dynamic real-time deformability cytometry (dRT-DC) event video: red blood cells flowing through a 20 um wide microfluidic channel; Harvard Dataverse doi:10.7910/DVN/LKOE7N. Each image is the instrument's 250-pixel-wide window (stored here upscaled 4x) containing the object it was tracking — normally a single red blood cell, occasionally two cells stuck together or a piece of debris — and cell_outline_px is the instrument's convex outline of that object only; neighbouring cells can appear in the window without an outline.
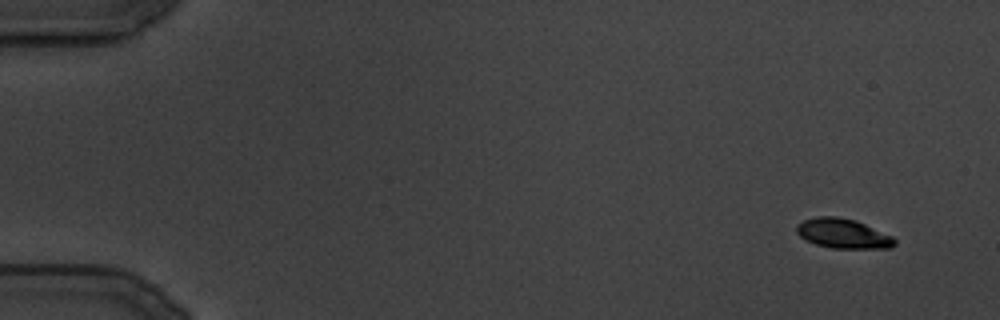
{"species": "common noctule bat (a hibernating species)", "species_latin": "Nyctalus noctula", "temperature_condition": "cold", "stored_images_in_passage": 121, "segment_of_instrument_passage": [1, 2], "camera_frame_rate_fps": 3000, "um_per_image_px": 0.085, "animal": {"sex": "male", "body_mass_g": 19.5, "forearm_length_mm": 54.6}, "frame": {"image": 1, "passage_image": 1, "time_ms": 0.0, "image_size_px": [1000, 320], "cell_outline_px": [[896, 244], [888, 248], [832, 248], [816, 244], [800, 236], [796, 232], [796, 224], [804, 220], [816, 216], [836, 216], [856, 220], [892, 236], [896, 240]], "centroid_in_image_um": [71.64, 19.84], "position_along_channel_um": 13.4, "area_um2": 16.88}}
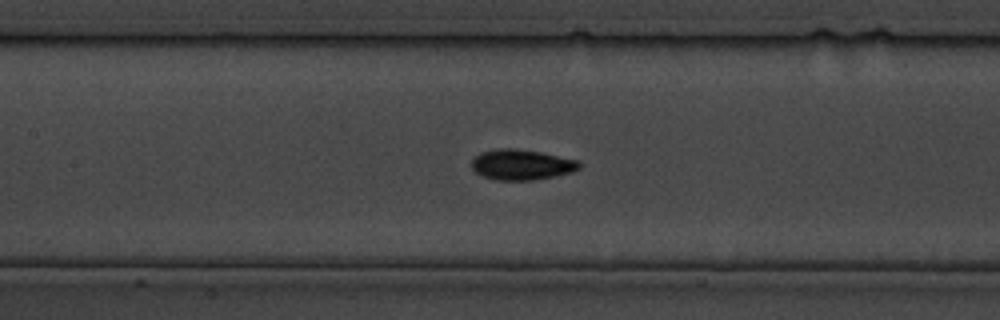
{"frame": {"image": 2, "passage_image": 53, "time_ms": 17.333, "image_size_px": [1000, 320], "cell_outline_px": [[580, 168], [572, 172], [532, 180], [496, 180], [484, 176], [476, 172], [472, 168], [472, 160], [480, 152], [500, 148], [512, 148], [540, 152], [576, 160], [580, 164]], "centroid_in_image_um": [44.3, 13.99], "position_along_channel_um": 163.1, "area_um2": 18.79}}
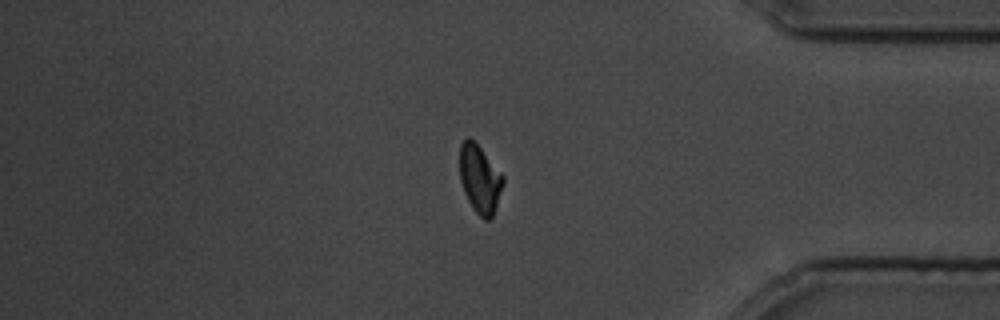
{"frame": {"image": 3, "passage_image": 100, "time_ms": 33.0, "image_size_px": [1000, 320], "cell_outline_px": [[504, 184], [492, 216], [488, 220], [484, 220], [472, 208], [464, 192], [460, 180], [460, 144], [468, 136], [480, 148], [504, 176]], "centroid_in_image_um": [40.78, 15.23], "position_along_channel_um": 394.4, "area_um2": 16.99}}